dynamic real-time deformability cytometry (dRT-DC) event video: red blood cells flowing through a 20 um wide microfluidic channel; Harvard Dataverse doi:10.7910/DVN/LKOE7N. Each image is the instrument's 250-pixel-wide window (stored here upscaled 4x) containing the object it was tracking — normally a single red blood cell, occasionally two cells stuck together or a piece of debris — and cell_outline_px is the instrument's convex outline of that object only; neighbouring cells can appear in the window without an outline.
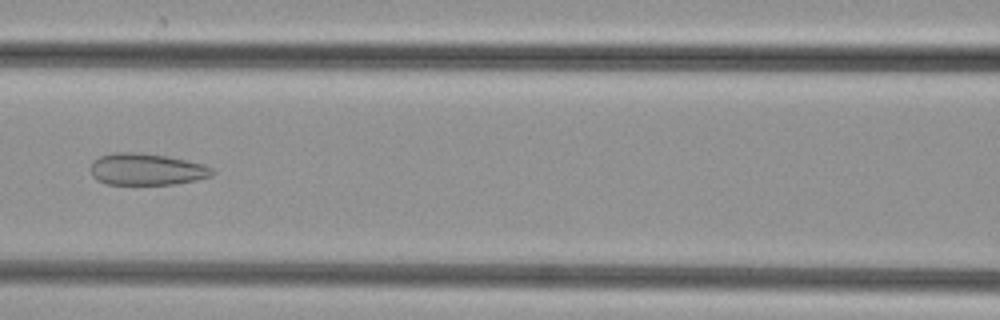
{"species": "common noctule bat (a hibernating species)", "species_latin": "Nyctalus noctula", "temperature_condition": "cold", "stored_images_in_passage": 39, "camera_frame_rate_fps": 3000, "um_per_image_px": 0.085, "animal": {"sex": "female", "body_mass_g": 29.2, "forearm_length_mm": 56.3}, "frame": {"image": 1, "passage_image": 12, "time_ms": 3.667, "image_size_px": [1000, 320], "cell_outline_px": [[216, 172], [212, 176], [196, 180], [176, 184], [108, 184], [96, 180], [92, 176], [88, 168], [92, 160], [100, 156], [112, 152], [140, 152], [168, 156], [204, 164], [212, 168]], "centroid_in_image_um": [12.43, 14.38], "position_along_channel_um": 154.2, "area_um2": 22.95}}
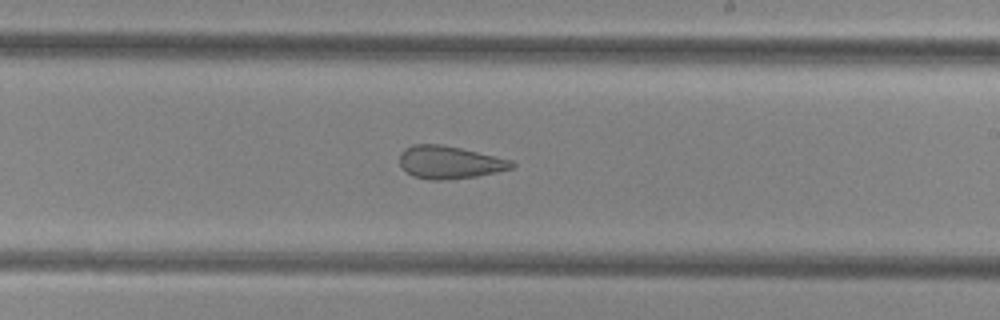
{"frame": {"image": 2, "passage_image": 19, "time_ms": 6.0, "image_size_px": [1000, 320], "cell_outline_px": [[516, 164], [512, 168], [496, 172], [476, 176], [444, 180], [428, 180], [412, 176], [400, 164], [400, 152], [404, 148], [412, 144], [440, 144], [460, 148], [512, 160]], "centroid_in_image_um": [38.19, 13.79], "position_along_channel_um": 250.8, "area_um2": 21.33}}
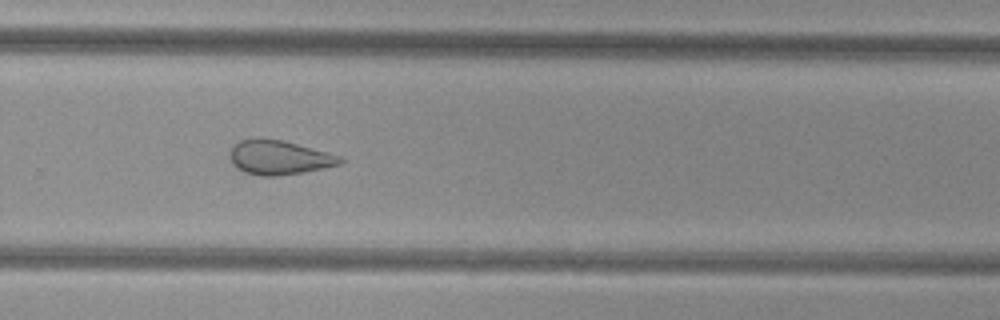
{"frame": {"image": 3, "passage_image": 23, "time_ms": 7.333, "image_size_px": [1000, 320], "cell_outline_px": [[344, 160], [340, 164], [300, 172], [276, 176], [260, 176], [244, 172], [236, 168], [232, 164], [228, 156], [228, 152], [240, 140], [256, 136], [260, 136], [284, 140], [344, 156]], "centroid_in_image_um": [23.68, 13.35], "position_along_channel_um": 306.1, "area_um2": 22.48}}